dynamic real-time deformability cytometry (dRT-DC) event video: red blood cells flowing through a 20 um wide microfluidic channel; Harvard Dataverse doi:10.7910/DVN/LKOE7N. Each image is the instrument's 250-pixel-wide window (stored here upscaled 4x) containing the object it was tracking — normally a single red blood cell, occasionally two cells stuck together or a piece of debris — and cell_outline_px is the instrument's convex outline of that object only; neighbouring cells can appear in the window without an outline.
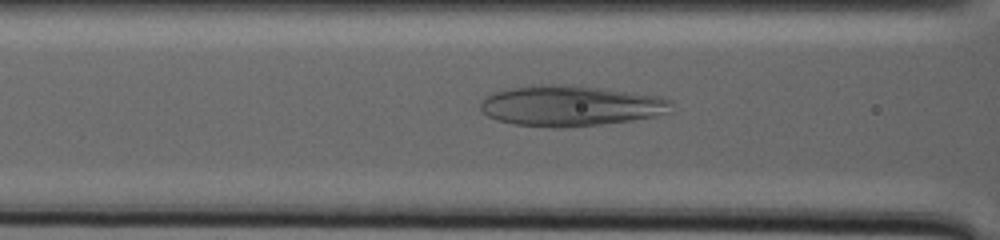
{"species": "human", "species_latin": "Homo sapiens", "temperature_condition": "warm", "stored_images_in_passage": 87, "camera_frame_rate_fps": 3000, "um_per_image_px": 0.085, "donor": {"sex": "male"}, "frame": {"image": 1, "passage_image": 19, "time_ms": 6.0, "image_size_px": [1000, 240], "cell_outline_px": [[672, 104], [668, 112], [652, 116], [632, 120], [600, 124], [560, 128], [556, 128], [512, 124], [496, 120], [488, 116], [480, 108], [480, 104], [492, 92], [504, 88], [532, 84], [564, 84], [600, 88], [660, 96], [668, 100]], "centroid_in_image_um": [48.41, 8.98], "position_along_channel_um": 118.2, "area_um2": 45.14}}
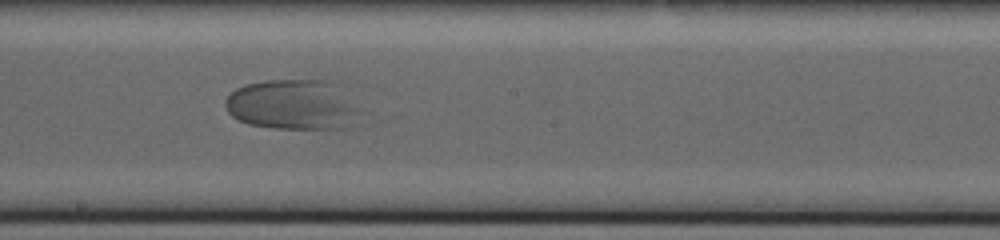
{"frame": {"image": 2, "passage_image": 38, "time_ms": 12.333, "image_size_px": [1000, 240], "cell_outline_px": [[356, 108], [348, 128], [272, 128], [248, 124], [232, 116], [228, 112], [224, 104], [224, 100], [236, 88], [244, 84], [264, 80], [336, 80]], "centroid_in_image_um": [24.8, 8.87], "position_along_channel_um": 223.4, "area_um2": 39.07}}
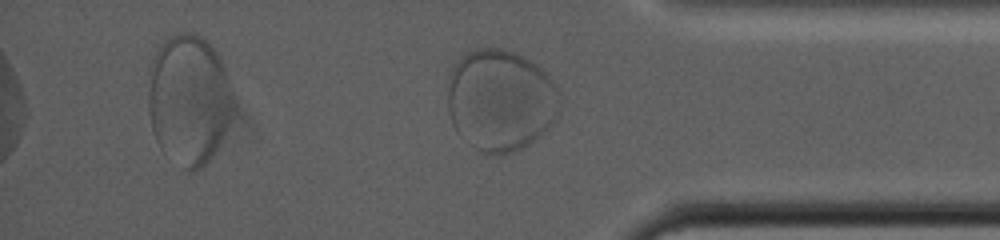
{"frame": {"image": 3, "passage_image": 70, "time_ms": 23.0, "image_size_px": [1000, 240], "cell_outline_px": [[560, 112], [552, 124], [536, 140], [512, 152], [500, 156], [496, 156], [480, 152], [460, 136], [456, 132], [452, 124], [448, 108], [448, 80], [452, 68], [468, 52], [480, 48], [500, 48], [516, 52], [524, 56], [536, 64], [556, 84], [560, 92]], "centroid_in_image_um": [42.56, 8.54], "position_along_channel_um": 392.6, "area_um2": 67.11}}